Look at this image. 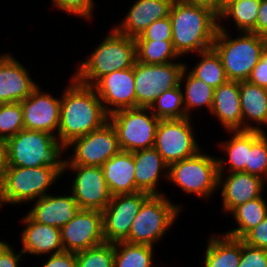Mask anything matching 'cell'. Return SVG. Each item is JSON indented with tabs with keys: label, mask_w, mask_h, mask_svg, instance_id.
<instances>
[{
	"label": "cell",
	"mask_w": 267,
	"mask_h": 267,
	"mask_svg": "<svg viewBox=\"0 0 267 267\" xmlns=\"http://www.w3.org/2000/svg\"><path fill=\"white\" fill-rule=\"evenodd\" d=\"M154 251V247L148 245L115 242L114 267H157Z\"/></svg>",
	"instance_id": "d6a6232c"
},
{
	"label": "cell",
	"mask_w": 267,
	"mask_h": 267,
	"mask_svg": "<svg viewBox=\"0 0 267 267\" xmlns=\"http://www.w3.org/2000/svg\"><path fill=\"white\" fill-rule=\"evenodd\" d=\"M243 130L261 131L267 127V89L246 81H239ZM252 123V124H251Z\"/></svg>",
	"instance_id": "d4e9b609"
},
{
	"label": "cell",
	"mask_w": 267,
	"mask_h": 267,
	"mask_svg": "<svg viewBox=\"0 0 267 267\" xmlns=\"http://www.w3.org/2000/svg\"><path fill=\"white\" fill-rule=\"evenodd\" d=\"M180 86L185 87L182 88L183 103L188 118H193L191 116L192 112L195 109L198 110V108L205 110L206 107L207 112H211L214 88L203 80L196 78L186 66L181 73Z\"/></svg>",
	"instance_id": "f1b7e54d"
},
{
	"label": "cell",
	"mask_w": 267,
	"mask_h": 267,
	"mask_svg": "<svg viewBox=\"0 0 267 267\" xmlns=\"http://www.w3.org/2000/svg\"><path fill=\"white\" fill-rule=\"evenodd\" d=\"M48 257L42 267H77L76 253L62 251Z\"/></svg>",
	"instance_id": "f6af8a7d"
},
{
	"label": "cell",
	"mask_w": 267,
	"mask_h": 267,
	"mask_svg": "<svg viewBox=\"0 0 267 267\" xmlns=\"http://www.w3.org/2000/svg\"><path fill=\"white\" fill-rule=\"evenodd\" d=\"M149 193L118 194L111 198L102 211L103 237L105 242L125 241L129 237L132 222Z\"/></svg>",
	"instance_id": "5bb4252c"
},
{
	"label": "cell",
	"mask_w": 267,
	"mask_h": 267,
	"mask_svg": "<svg viewBox=\"0 0 267 267\" xmlns=\"http://www.w3.org/2000/svg\"><path fill=\"white\" fill-rule=\"evenodd\" d=\"M135 164V185L139 191L150 195H163L158 190L161 180H168L169 165L158 151L152 147L133 152ZM161 176L162 179H161Z\"/></svg>",
	"instance_id": "cb8c5ba5"
},
{
	"label": "cell",
	"mask_w": 267,
	"mask_h": 267,
	"mask_svg": "<svg viewBox=\"0 0 267 267\" xmlns=\"http://www.w3.org/2000/svg\"><path fill=\"white\" fill-rule=\"evenodd\" d=\"M23 231L20 232L21 251L24 255L43 257L64 251L60 229L34 221L27 213L21 218Z\"/></svg>",
	"instance_id": "ffe728a7"
},
{
	"label": "cell",
	"mask_w": 267,
	"mask_h": 267,
	"mask_svg": "<svg viewBox=\"0 0 267 267\" xmlns=\"http://www.w3.org/2000/svg\"><path fill=\"white\" fill-rule=\"evenodd\" d=\"M174 0H134L122 21L112 27L128 37L139 36L154 21L168 17Z\"/></svg>",
	"instance_id": "44dd1931"
},
{
	"label": "cell",
	"mask_w": 267,
	"mask_h": 267,
	"mask_svg": "<svg viewBox=\"0 0 267 267\" xmlns=\"http://www.w3.org/2000/svg\"><path fill=\"white\" fill-rule=\"evenodd\" d=\"M92 87L108 115L122 109L136 108L134 65L101 77Z\"/></svg>",
	"instance_id": "e0dca14e"
},
{
	"label": "cell",
	"mask_w": 267,
	"mask_h": 267,
	"mask_svg": "<svg viewBox=\"0 0 267 267\" xmlns=\"http://www.w3.org/2000/svg\"><path fill=\"white\" fill-rule=\"evenodd\" d=\"M196 56L200 57L197 58L200 60L193 64L194 67L188 68V64H185L196 78L203 80L213 88H217L228 81L221 58L213 48L199 52Z\"/></svg>",
	"instance_id": "1f68e13d"
},
{
	"label": "cell",
	"mask_w": 267,
	"mask_h": 267,
	"mask_svg": "<svg viewBox=\"0 0 267 267\" xmlns=\"http://www.w3.org/2000/svg\"><path fill=\"white\" fill-rule=\"evenodd\" d=\"M210 116L215 117L224 131L243 130L239 81L228 80L214 88Z\"/></svg>",
	"instance_id": "603a6c76"
},
{
	"label": "cell",
	"mask_w": 267,
	"mask_h": 267,
	"mask_svg": "<svg viewBox=\"0 0 267 267\" xmlns=\"http://www.w3.org/2000/svg\"><path fill=\"white\" fill-rule=\"evenodd\" d=\"M63 177V166L14 167L6 166L2 184L5 205L33 204L49 194L51 186Z\"/></svg>",
	"instance_id": "8992f818"
},
{
	"label": "cell",
	"mask_w": 267,
	"mask_h": 267,
	"mask_svg": "<svg viewBox=\"0 0 267 267\" xmlns=\"http://www.w3.org/2000/svg\"><path fill=\"white\" fill-rule=\"evenodd\" d=\"M169 62L165 64H145L135 61L136 107L150 108L164 91L180 84V77L186 62Z\"/></svg>",
	"instance_id": "30bf717a"
},
{
	"label": "cell",
	"mask_w": 267,
	"mask_h": 267,
	"mask_svg": "<svg viewBox=\"0 0 267 267\" xmlns=\"http://www.w3.org/2000/svg\"><path fill=\"white\" fill-rule=\"evenodd\" d=\"M151 112L160 120L186 118L183 91L180 84L164 91L150 107Z\"/></svg>",
	"instance_id": "e575fe53"
},
{
	"label": "cell",
	"mask_w": 267,
	"mask_h": 267,
	"mask_svg": "<svg viewBox=\"0 0 267 267\" xmlns=\"http://www.w3.org/2000/svg\"><path fill=\"white\" fill-rule=\"evenodd\" d=\"M247 81L267 89V45L263 49L260 60L253 67Z\"/></svg>",
	"instance_id": "ee69618b"
},
{
	"label": "cell",
	"mask_w": 267,
	"mask_h": 267,
	"mask_svg": "<svg viewBox=\"0 0 267 267\" xmlns=\"http://www.w3.org/2000/svg\"><path fill=\"white\" fill-rule=\"evenodd\" d=\"M166 195H150L143 202L125 242L154 247L163 240L184 209Z\"/></svg>",
	"instance_id": "52a82bcc"
},
{
	"label": "cell",
	"mask_w": 267,
	"mask_h": 267,
	"mask_svg": "<svg viewBox=\"0 0 267 267\" xmlns=\"http://www.w3.org/2000/svg\"><path fill=\"white\" fill-rule=\"evenodd\" d=\"M60 232L64 251L77 253L102 244V211L80 209Z\"/></svg>",
	"instance_id": "9a60e30c"
},
{
	"label": "cell",
	"mask_w": 267,
	"mask_h": 267,
	"mask_svg": "<svg viewBox=\"0 0 267 267\" xmlns=\"http://www.w3.org/2000/svg\"><path fill=\"white\" fill-rule=\"evenodd\" d=\"M251 33L267 38V0L260 1L256 27Z\"/></svg>",
	"instance_id": "bcb514c9"
},
{
	"label": "cell",
	"mask_w": 267,
	"mask_h": 267,
	"mask_svg": "<svg viewBox=\"0 0 267 267\" xmlns=\"http://www.w3.org/2000/svg\"><path fill=\"white\" fill-rule=\"evenodd\" d=\"M11 246L5 240L0 243V267H19L26 257L21 250L17 253Z\"/></svg>",
	"instance_id": "7bdbcfd3"
},
{
	"label": "cell",
	"mask_w": 267,
	"mask_h": 267,
	"mask_svg": "<svg viewBox=\"0 0 267 267\" xmlns=\"http://www.w3.org/2000/svg\"><path fill=\"white\" fill-rule=\"evenodd\" d=\"M193 118L160 120L156 129L154 148L170 165L196 155L202 147L196 140Z\"/></svg>",
	"instance_id": "8fae6325"
},
{
	"label": "cell",
	"mask_w": 267,
	"mask_h": 267,
	"mask_svg": "<svg viewBox=\"0 0 267 267\" xmlns=\"http://www.w3.org/2000/svg\"><path fill=\"white\" fill-rule=\"evenodd\" d=\"M78 62L72 76L81 84L93 86L101 77L117 70L133 67L136 61V43L133 37L118 33L113 27L108 35Z\"/></svg>",
	"instance_id": "3957f363"
},
{
	"label": "cell",
	"mask_w": 267,
	"mask_h": 267,
	"mask_svg": "<svg viewBox=\"0 0 267 267\" xmlns=\"http://www.w3.org/2000/svg\"><path fill=\"white\" fill-rule=\"evenodd\" d=\"M108 121L116 131L120 150L135 152L154 146L160 119L150 108L122 109L109 115Z\"/></svg>",
	"instance_id": "9c48e42d"
},
{
	"label": "cell",
	"mask_w": 267,
	"mask_h": 267,
	"mask_svg": "<svg viewBox=\"0 0 267 267\" xmlns=\"http://www.w3.org/2000/svg\"><path fill=\"white\" fill-rule=\"evenodd\" d=\"M218 174L217 156L200 150L190 158L169 165L168 183L180 187L185 194L206 200L219 192Z\"/></svg>",
	"instance_id": "ba28073f"
},
{
	"label": "cell",
	"mask_w": 267,
	"mask_h": 267,
	"mask_svg": "<svg viewBox=\"0 0 267 267\" xmlns=\"http://www.w3.org/2000/svg\"><path fill=\"white\" fill-rule=\"evenodd\" d=\"M38 85L32 93L21 101L24 129L45 131L57 137L60 125L61 96L43 92Z\"/></svg>",
	"instance_id": "2e32d148"
},
{
	"label": "cell",
	"mask_w": 267,
	"mask_h": 267,
	"mask_svg": "<svg viewBox=\"0 0 267 267\" xmlns=\"http://www.w3.org/2000/svg\"><path fill=\"white\" fill-rule=\"evenodd\" d=\"M61 96L57 140L65 147L75 138L101 128L108 122L102 101L92 86L79 83L73 76Z\"/></svg>",
	"instance_id": "7a4b0ae2"
},
{
	"label": "cell",
	"mask_w": 267,
	"mask_h": 267,
	"mask_svg": "<svg viewBox=\"0 0 267 267\" xmlns=\"http://www.w3.org/2000/svg\"><path fill=\"white\" fill-rule=\"evenodd\" d=\"M212 7L216 12H220L225 6L227 0H187Z\"/></svg>",
	"instance_id": "7dc6e473"
},
{
	"label": "cell",
	"mask_w": 267,
	"mask_h": 267,
	"mask_svg": "<svg viewBox=\"0 0 267 267\" xmlns=\"http://www.w3.org/2000/svg\"><path fill=\"white\" fill-rule=\"evenodd\" d=\"M6 168V157L4 143L0 142V186L2 187L4 181V174Z\"/></svg>",
	"instance_id": "c3c4849f"
},
{
	"label": "cell",
	"mask_w": 267,
	"mask_h": 267,
	"mask_svg": "<svg viewBox=\"0 0 267 267\" xmlns=\"http://www.w3.org/2000/svg\"><path fill=\"white\" fill-rule=\"evenodd\" d=\"M136 61L145 64H165L181 58L172 40H135Z\"/></svg>",
	"instance_id": "836d02e7"
},
{
	"label": "cell",
	"mask_w": 267,
	"mask_h": 267,
	"mask_svg": "<svg viewBox=\"0 0 267 267\" xmlns=\"http://www.w3.org/2000/svg\"><path fill=\"white\" fill-rule=\"evenodd\" d=\"M24 129L20 102L0 104V142H5Z\"/></svg>",
	"instance_id": "8d00e7d4"
},
{
	"label": "cell",
	"mask_w": 267,
	"mask_h": 267,
	"mask_svg": "<svg viewBox=\"0 0 267 267\" xmlns=\"http://www.w3.org/2000/svg\"><path fill=\"white\" fill-rule=\"evenodd\" d=\"M77 267H114V243L104 242L76 253Z\"/></svg>",
	"instance_id": "74e56055"
},
{
	"label": "cell",
	"mask_w": 267,
	"mask_h": 267,
	"mask_svg": "<svg viewBox=\"0 0 267 267\" xmlns=\"http://www.w3.org/2000/svg\"><path fill=\"white\" fill-rule=\"evenodd\" d=\"M65 172H72L73 180L69 192L72 193L80 209L103 211L111 201L102 167L64 164Z\"/></svg>",
	"instance_id": "4fadbf2b"
},
{
	"label": "cell",
	"mask_w": 267,
	"mask_h": 267,
	"mask_svg": "<svg viewBox=\"0 0 267 267\" xmlns=\"http://www.w3.org/2000/svg\"><path fill=\"white\" fill-rule=\"evenodd\" d=\"M51 4L67 15H75L86 21L94 17L96 6L95 0H51Z\"/></svg>",
	"instance_id": "f35d334b"
},
{
	"label": "cell",
	"mask_w": 267,
	"mask_h": 267,
	"mask_svg": "<svg viewBox=\"0 0 267 267\" xmlns=\"http://www.w3.org/2000/svg\"><path fill=\"white\" fill-rule=\"evenodd\" d=\"M230 139L219 142L218 147L224 152L225 159L217 157L218 173L243 172L248 163V150L251 148V131H226ZM228 171V172H227Z\"/></svg>",
	"instance_id": "4316f807"
},
{
	"label": "cell",
	"mask_w": 267,
	"mask_h": 267,
	"mask_svg": "<svg viewBox=\"0 0 267 267\" xmlns=\"http://www.w3.org/2000/svg\"><path fill=\"white\" fill-rule=\"evenodd\" d=\"M266 183L264 179L249 173H219L218 189L221 190L223 212L230 214L245 202L262 197Z\"/></svg>",
	"instance_id": "ac0fdd59"
},
{
	"label": "cell",
	"mask_w": 267,
	"mask_h": 267,
	"mask_svg": "<svg viewBox=\"0 0 267 267\" xmlns=\"http://www.w3.org/2000/svg\"><path fill=\"white\" fill-rule=\"evenodd\" d=\"M102 169L112 196L139 192L135 185L133 152L120 150L103 164Z\"/></svg>",
	"instance_id": "484cf974"
},
{
	"label": "cell",
	"mask_w": 267,
	"mask_h": 267,
	"mask_svg": "<svg viewBox=\"0 0 267 267\" xmlns=\"http://www.w3.org/2000/svg\"><path fill=\"white\" fill-rule=\"evenodd\" d=\"M6 166H63L64 146L45 132L22 129L4 142Z\"/></svg>",
	"instance_id": "5b68a950"
},
{
	"label": "cell",
	"mask_w": 267,
	"mask_h": 267,
	"mask_svg": "<svg viewBox=\"0 0 267 267\" xmlns=\"http://www.w3.org/2000/svg\"><path fill=\"white\" fill-rule=\"evenodd\" d=\"M261 0H227L223 9L218 13L219 23L231 20L236 33L252 32L256 27L258 10ZM225 20V21H224Z\"/></svg>",
	"instance_id": "4dcf8cb0"
},
{
	"label": "cell",
	"mask_w": 267,
	"mask_h": 267,
	"mask_svg": "<svg viewBox=\"0 0 267 267\" xmlns=\"http://www.w3.org/2000/svg\"><path fill=\"white\" fill-rule=\"evenodd\" d=\"M264 195L236 207L230 214L236 223L235 228L224 232L233 238L242 239L267 216V202Z\"/></svg>",
	"instance_id": "f546056e"
},
{
	"label": "cell",
	"mask_w": 267,
	"mask_h": 267,
	"mask_svg": "<svg viewBox=\"0 0 267 267\" xmlns=\"http://www.w3.org/2000/svg\"><path fill=\"white\" fill-rule=\"evenodd\" d=\"M12 53L0 54V104L21 102L39 85Z\"/></svg>",
	"instance_id": "d6986e66"
},
{
	"label": "cell",
	"mask_w": 267,
	"mask_h": 267,
	"mask_svg": "<svg viewBox=\"0 0 267 267\" xmlns=\"http://www.w3.org/2000/svg\"><path fill=\"white\" fill-rule=\"evenodd\" d=\"M238 267H267V250L249 246L241 239V258Z\"/></svg>",
	"instance_id": "60d3db41"
},
{
	"label": "cell",
	"mask_w": 267,
	"mask_h": 267,
	"mask_svg": "<svg viewBox=\"0 0 267 267\" xmlns=\"http://www.w3.org/2000/svg\"><path fill=\"white\" fill-rule=\"evenodd\" d=\"M72 154L64 159V164H78L84 166H99L120 151L117 134L108 121L101 128L94 130L87 135L75 138L65 147Z\"/></svg>",
	"instance_id": "7c38bea8"
},
{
	"label": "cell",
	"mask_w": 267,
	"mask_h": 267,
	"mask_svg": "<svg viewBox=\"0 0 267 267\" xmlns=\"http://www.w3.org/2000/svg\"><path fill=\"white\" fill-rule=\"evenodd\" d=\"M242 240L249 246L267 250V216L255 228L251 229Z\"/></svg>",
	"instance_id": "b9f144b4"
},
{
	"label": "cell",
	"mask_w": 267,
	"mask_h": 267,
	"mask_svg": "<svg viewBox=\"0 0 267 267\" xmlns=\"http://www.w3.org/2000/svg\"><path fill=\"white\" fill-rule=\"evenodd\" d=\"M226 28L219 23L212 48L221 58L228 80L246 81L260 60L267 38L250 32H239L232 38Z\"/></svg>",
	"instance_id": "277c9868"
},
{
	"label": "cell",
	"mask_w": 267,
	"mask_h": 267,
	"mask_svg": "<svg viewBox=\"0 0 267 267\" xmlns=\"http://www.w3.org/2000/svg\"><path fill=\"white\" fill-rule=\"evenodd\" d=\"M169 17L173 47L181 58L212 48L219 28L218 12L212 7L174 0Z\"/></svg>",
	"instance_id": "6da1fadb"
},
{
	"label": "cell",
	"mask_w": 267,
	"mask_h": 267,
	"mask_svg": "<svg viewBox=\"0 0 267 267\" xmlns=\"http://www.w3.org/2000/svg\"><path fill=\"white\" fill-rule=\"evenodd\" d=\"M27 214L36 222L61 229L80 210L72 193L53 194L37 199Z\"/></svg>",
	"instance_id": "7402d4cb"
},
{
	"label": "cell",
	"mask_w": 267,
	"mask_h": 267,
	"mask_svg": "<svg viewBox=\"0 0 267 267\" xmlns=\"http://www.w3.org/2000/svg\"><path fill=\"white\" fill-rule=\"evenodd\" d=\"M244 173H249L267 182V132L251 130V148Z\"/></svg>",
	"instance_id": "d590c367"
},
{
	"label": "cell",
	"mask_w": 267,
	"mask_h": 267,
	"mask_svg": "<svg viewBox=\"0 0 267 267\" xmlns=\"http://www.w3.org/2000/svg\"><path fill=\"white\" fill-rule=\"evenodd\" d=\"M4 203H3V199H2V189H1V186H0V209H1V206H3Z\"/></svg>",
	"instance_id": "681fc988"
},
{
	"label": "cell",
	"mask_w": 267,
	"mask_h": 267,
	"mask_svg": "<svg viewBox=\"0 0 267 267\" xmlns=\"http://www.w3.org/2000/svg\"><path fill=\"white\" fill-rule=\"evenodd\" d=\"M170 17H164L151 23L135 40H172Z\"/></svg>",
	"instance_id": "ab89813d"
},
{
	"label": "cell",
	"mask_w": 267,
	"mask_h": 267,
	"mask_svg": "<svg viewBox=\"0 0 267 267\" xmlns=\"http://www.w3.org/2000/svg\"><path fill=\"white\" fill-rule=\"evenodd\" d=\"M214 234L207 239L203 267H238L241 258V239L224 233Z\"/></svg>",
	"instance_id": "83f0119b"
}]
</instances>
